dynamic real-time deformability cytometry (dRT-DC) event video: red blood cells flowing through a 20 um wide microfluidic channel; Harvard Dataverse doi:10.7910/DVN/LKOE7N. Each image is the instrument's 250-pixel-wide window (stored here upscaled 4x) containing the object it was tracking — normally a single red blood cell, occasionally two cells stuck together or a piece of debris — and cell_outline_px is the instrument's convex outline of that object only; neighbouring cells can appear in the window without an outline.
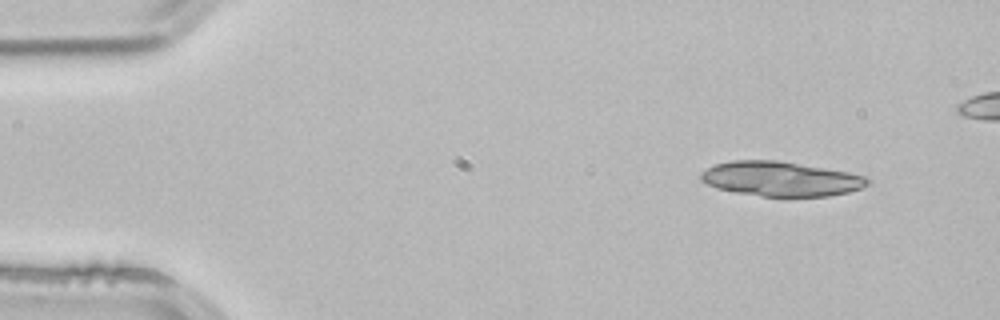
{"species": "common noctule bat (a hibernating species)", "species_latin": "Nyctalus noctula", "temperature_condition": "room temperature", "stored_images_in_passage": 4, "segment_of_instrument_passage": [1, 2], "camera_frame_rate_fps": 3000, "um_per_image_px": 0.085, "animal": {"sex": "male", "body_mass_g": 21.5, "forearm_length_mm": 52.0}, "frame": {"image": 1, "passage_image": 1, "time_ms": 0.0, "image_size_px": [1000, 320], "cell_outline_px": [[872, 180], [868, 184], [860, 188], [848, 192], [828, 196], [760, 196], [736, 192], [716, 188], [700, 180], [700, 172], [716, 164], [732, 160], [776, 160], [848, 172], [868, 176]], "centroid_in_image_um": [66.37, 15.2], "position_along_channel_um": 18.6, "area_um2": 33.52}}